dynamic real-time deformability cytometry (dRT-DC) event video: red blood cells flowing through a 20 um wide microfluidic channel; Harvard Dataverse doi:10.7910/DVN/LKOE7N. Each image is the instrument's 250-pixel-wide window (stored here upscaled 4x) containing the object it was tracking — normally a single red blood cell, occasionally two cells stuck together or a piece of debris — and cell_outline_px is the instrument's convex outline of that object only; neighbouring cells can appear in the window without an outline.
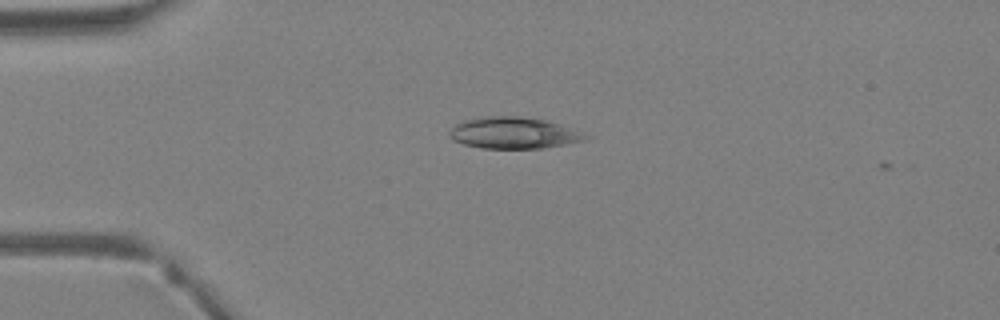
{"species": "Egyptian fruit bat (a non-hibernating species)", "species_latin": "Rousettus aegyptiacus", "temperature_condition": "warm", "stored_images_in_passage": 4, "camera_frame_rate_fps": 3000, "um_per_image_px": 0.085, "animal": {"sex": "female"}, "frame": {"image": 1, "passage_image": 3, "time_ms": 0.667, "image_size_px": [1000, 320], "cell_outline_px": [[592, 136], [588, 140], [544, 148], [480, 148], [464, 144], [452, 140], [448, 136], [448, 132], [456, 124], [464, 120], [480, 116], [520, 116], [544, 120], [560, 124]], "centroid_in_image_um": [43.66, 11.3], "position_along_channel_um": 41.3, "area_um2": 25.14}}